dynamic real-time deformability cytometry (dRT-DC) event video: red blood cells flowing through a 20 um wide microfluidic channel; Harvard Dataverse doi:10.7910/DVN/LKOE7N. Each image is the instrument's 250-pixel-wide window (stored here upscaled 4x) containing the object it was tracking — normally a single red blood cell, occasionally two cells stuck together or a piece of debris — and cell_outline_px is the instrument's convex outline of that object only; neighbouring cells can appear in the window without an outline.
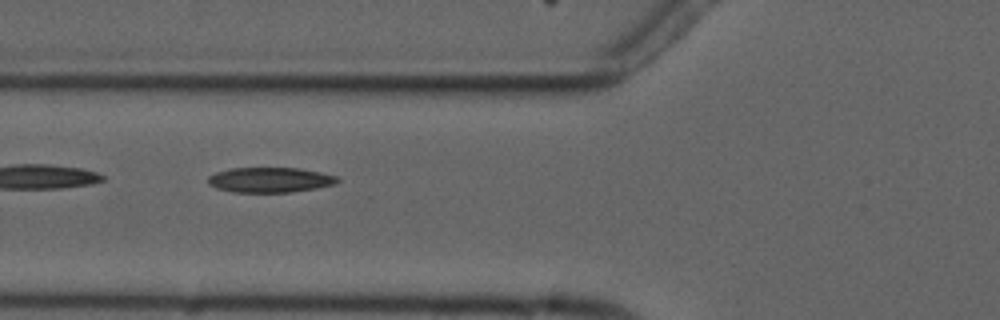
{"species": "common noctule bat (a hibernating species)", "species_latin": "Nyctalus noctula", "temperature_condition": "cold", "stored_images_in_passage": 6, "camera_frame_rate_fps": 3000, "um_per_image_px": 0.085, "animal": {"sex": "male", "forearm_length_mm": 52.5}, "frame": {"image": 1, "passage_image": 5, "time_ms": 5.667, "image_size_px": [1000, 320], "cell_outline_px": [[340, 180], [336, 184], [316, 188], [292, 192], [232, 192], [216, 188], [208, 184], [208, 176], [216, 172], [232, 168], [300, 168], [320, 172], [336, 176]], "centroid_in_image_um": [22.95, 15.29], "position_along_channel_um": 102.9, "area_um2": 18.96}}